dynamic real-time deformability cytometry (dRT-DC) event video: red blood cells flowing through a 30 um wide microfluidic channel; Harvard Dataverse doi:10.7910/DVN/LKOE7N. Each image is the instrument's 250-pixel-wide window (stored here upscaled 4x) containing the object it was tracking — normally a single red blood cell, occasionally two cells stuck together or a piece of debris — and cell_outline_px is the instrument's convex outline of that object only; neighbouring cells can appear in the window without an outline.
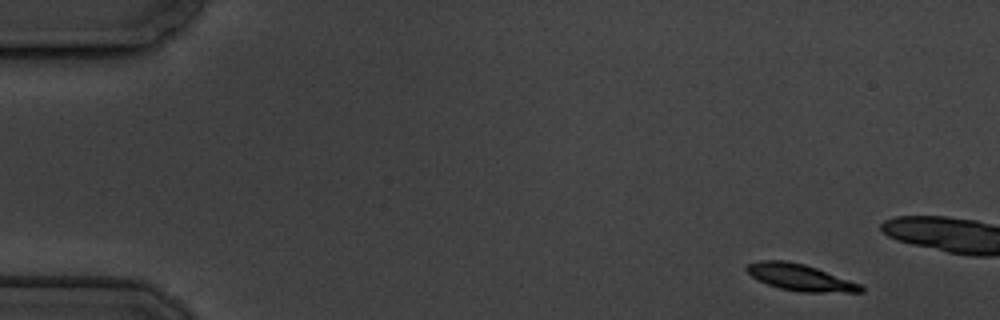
{"species": "common noctule bat (a hibernating species)", "species_latin": "Nyctalus noctula", "temperature_condition": "cold", "stored_images_in_passage": 5, "camera_frame_rate_fps": 3000, "um_per_image_px": 0.085, "animal": {"sex": "male", "body_mass_g": 19.5, "forearm_length_mm": 54.6}, "frame": {"image": 1, "passage_image": 1, "time_ms": 0.0, "image_size_px": [1000, 320], "cell_outline_px": [[864, 292], [800, 292], [780, 288], [768, 284], [752, 276], [744, 268], [748, 264], [760, 260], [784, 260], [804, 264], [816, 268], [860, 284], [864, 288]], "centroid_in_image_um": [68.0, 23.58], "position_along_channel_um": 17.0, "area_um2": 17.4}}